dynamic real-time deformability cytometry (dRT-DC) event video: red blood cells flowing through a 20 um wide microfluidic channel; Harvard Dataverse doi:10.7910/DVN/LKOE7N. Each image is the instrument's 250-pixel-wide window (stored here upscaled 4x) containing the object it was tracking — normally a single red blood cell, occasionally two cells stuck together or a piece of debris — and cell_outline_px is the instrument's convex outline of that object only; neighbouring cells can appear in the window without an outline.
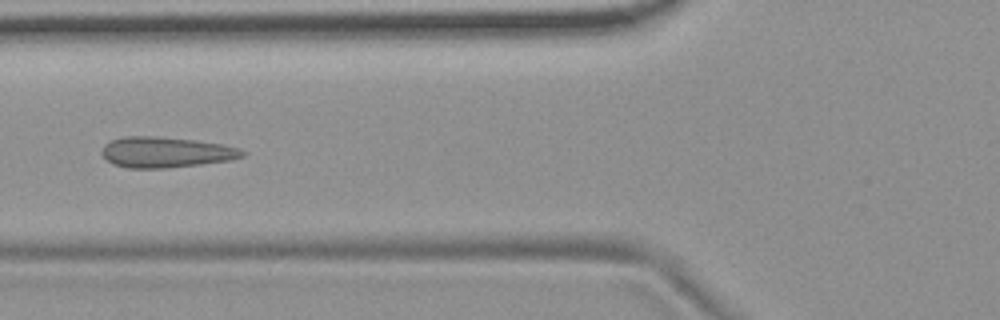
{"species": "common noctule bat (a hibernating species)", "species_latin": "Nyctalus noctula", "temperature_condition": "room temperature", "stored_images_in_passage": 38, "camera_frame_rate_fps": 3000, "um_per_image_px": 0.085, "animal": {"sex": "female", "body_mass_g": 19.9}, "frame": {"image": 1, "passage_image": 5, "time_ms": 1.333, "image_size_px": [1000, 320], "cell_outline_px": [[248, 152], [244, 156], [228, 160], [200, 164], [168, 168], [128, 168], [112, 164], [100, 152], [104, 144], [112, 140], [124, 136], [156, 136], [196, 140], [220, 144], [240, 148]], "centroid_in_image_um": [14.09, 12.93], "position_along_channel_um": 111.7, "area_um2": 25.14}}
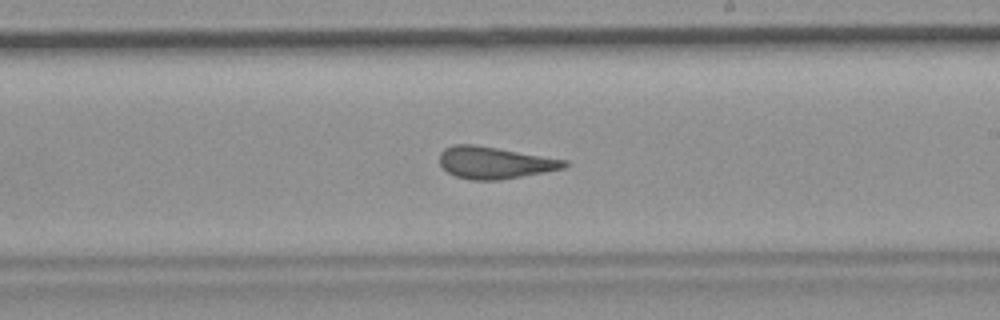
{"frame": {"image": 2, "passage_image": 16, "time_ms": 5.0, "image_size_px": [1000, 320], "cell_outline_px": [[568, 164], [564, 168], [544, 172], [500, 180], [472, 180], [456, 176], [448, 172], [440, 164], [440, 152], [444, 148], [452, 144], [476, 144], [568, 160]], "centroid_in_image_um": [42.04, 13.81], "position_along_channel_um": 247.0, "area_um2": 23.29}}
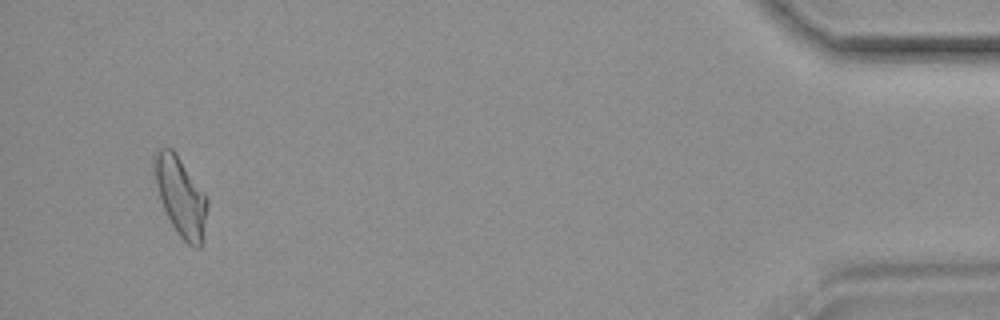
{"frame": {"image": 3, "passage_image": 36, "time_ms": 11.667, "image_size_px": [1000, 320], "cell_outline_px": [[208, 208], [200, 248], [196, 248], [188, 244], [176, 232], [160, 200], [156, 184], [156, 152], [160, 148], [172, 148], [176, 152], [208, 196]], "centroid_in_image_um": [15.41, 16.71], "position_along_channel_um": 419.8, "area_um2": 23.99}, "authors_computed_cell_mechanics": {"area_um2": 23.409, "velocity_mm_per_s": 3.7003, "shape_relaxation_time_tau1_ms": null, "shape_relaxation_time_tau2_ms": 1.0991, "deformation_change_tau1": null, "deformation_change_tau2": 0.105}}